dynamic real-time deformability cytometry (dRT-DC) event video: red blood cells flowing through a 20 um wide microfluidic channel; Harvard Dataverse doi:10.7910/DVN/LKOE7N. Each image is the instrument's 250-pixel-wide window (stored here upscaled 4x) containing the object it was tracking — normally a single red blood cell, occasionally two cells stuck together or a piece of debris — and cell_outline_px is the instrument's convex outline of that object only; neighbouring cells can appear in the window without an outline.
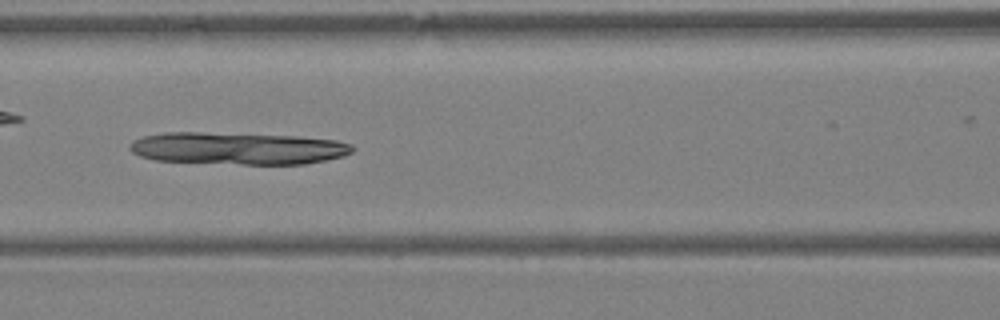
{"species": "Egyptian fruit bat (a non-hibernating species)", "species_latin": "Rousettus aegyptiacus", "temperature_condition": "warm", "stored_images_in_passage": 37, "camera_frame_rate_fps": 3000, "um_per_image_px": 0.085, "animal": {"sex": "female"}, "frame": {"image": 1, "passage_image": 15, "time_ms": 4.667, "image_size_px": [1000, 320], "cell_outline_px": [[356, 148], [352, 152], [344, 156], [304, 164], [240, 164], [156, 160], [140, 156], [132, 152], [128, 148], [128, 144], [132, 140], [144, 136], [160, 132], [204, 132], [296, 136], [336, 140], [352, 144]], "centroid_in_image_um": [20.2, 12.6], "position_along_channel_um": 146.4, "area_um2": 42.02}}
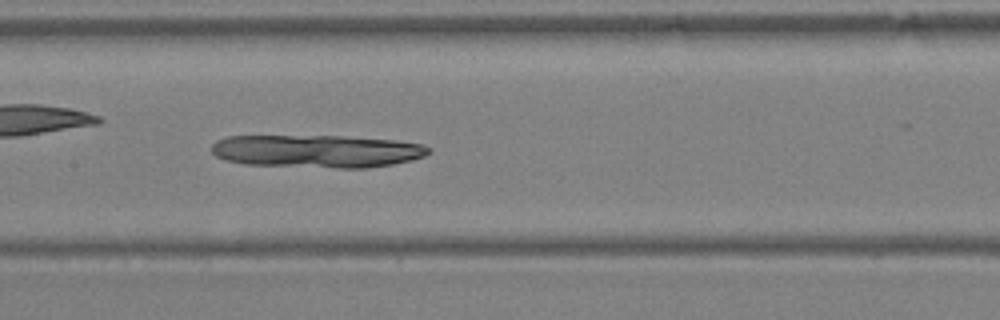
{"frame": {"image": 2, "passage_image": 17, "time_ms": 5.333, "image_size_px": [1000, 320], "cell_outline_px": [[432, 152], [424, 156], [412, 160], [392, 164], [368, 168], [336, 168], [248, 164], [228, 160], [216, 156], [212, 152], [212, 144], [216, 140], [228, 136], [344, 136], [396, 140], [420, 144], [432, 148]], "centroid_in_image_um": [26.99, 12.84], "position_along_channel_um": 180.4, "area_um2": 41.56}}